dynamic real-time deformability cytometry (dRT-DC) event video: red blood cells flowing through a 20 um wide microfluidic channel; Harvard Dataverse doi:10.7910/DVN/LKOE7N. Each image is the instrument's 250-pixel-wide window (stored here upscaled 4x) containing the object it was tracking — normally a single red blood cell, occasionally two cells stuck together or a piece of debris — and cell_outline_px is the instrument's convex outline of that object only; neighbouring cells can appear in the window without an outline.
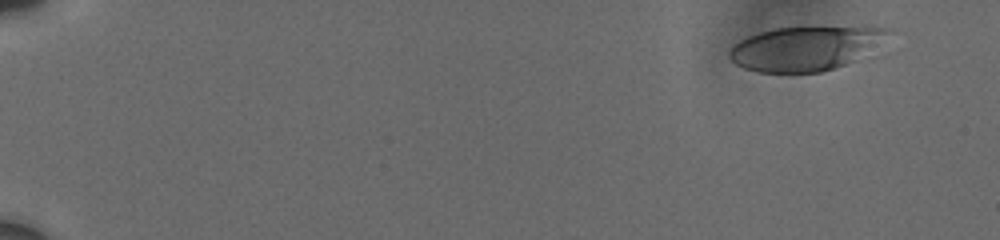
{"species": "human", "species_latin": "Homo sapiens", "temperature_condition": "cold", "stored_images_in_passage": 9, "camera_frame_rate_fps": 3000, "um_per_image_px": 0.085, "donor": {"sex": "male"}, "frame": {"image": 1, "passage_image": 1, "time_ms": 0.0, "image_size_px": [1000, 240], "cell_outline_px": [[896, 32], [852, 60], [844, 64], [820, 72], [756, 72], [744, 68], [736, 64], [728, 56], [728, 52], [740, 40], [748, 36], [760, 32], [776, 28], [892, 28]], "centroid_in_image_um": [68.4, 4.12], "position_along_channel_um": 16.6, "area_um2": 39.71}}
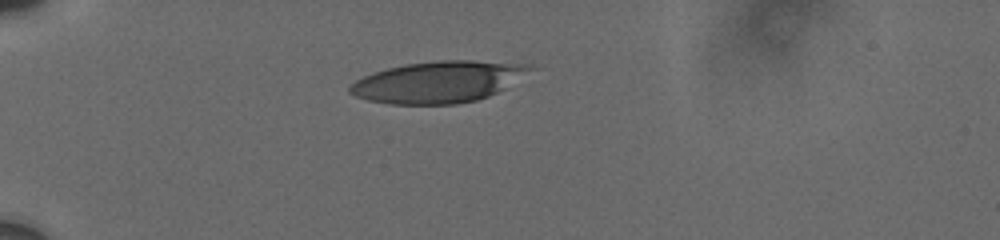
{"frame": {"image": 2, "passage_image": 6, "time_ms": 4.333, "image_size_px": [1000, 240], "cell_outline_px": [[536, 68], [508, 88], [488, 96], [476, 100], [456, 104], [392, 104], [368, 100], [356, 96], [348, 92], [348, 88], [356, 80], [372, 72], [388, 68], [408, 64], [440, 60], [472, 60], [532, 64]], "centroid_in_image_um": [37.33, 6.95], "position_along_channel_um": 47.7, "area_um2": 43.75}}
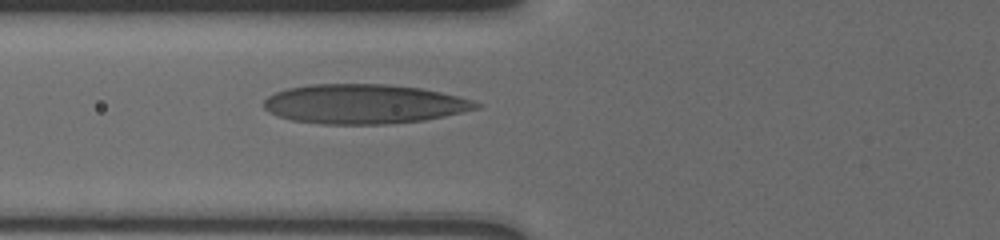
{"frame": {"image": 3, "passage_image": 9, "time_ms": 6.667, "image_size_px": [1000, 240], "cell_outline_px": [[484, 104], [480, 108], [444, 116], [424, 120], [384, 124], [324, 124], [292, 120], [268, 112], [260, 104], [268, 96], [276, 92], [288, 88], [312, 84], [388, 84], [420, 88], [440, 92], [472, 100]], "centroid_in_image_um": [30.92, 8.84], "position_along_channel_um": 94.9, "area_um2": 48.84}}